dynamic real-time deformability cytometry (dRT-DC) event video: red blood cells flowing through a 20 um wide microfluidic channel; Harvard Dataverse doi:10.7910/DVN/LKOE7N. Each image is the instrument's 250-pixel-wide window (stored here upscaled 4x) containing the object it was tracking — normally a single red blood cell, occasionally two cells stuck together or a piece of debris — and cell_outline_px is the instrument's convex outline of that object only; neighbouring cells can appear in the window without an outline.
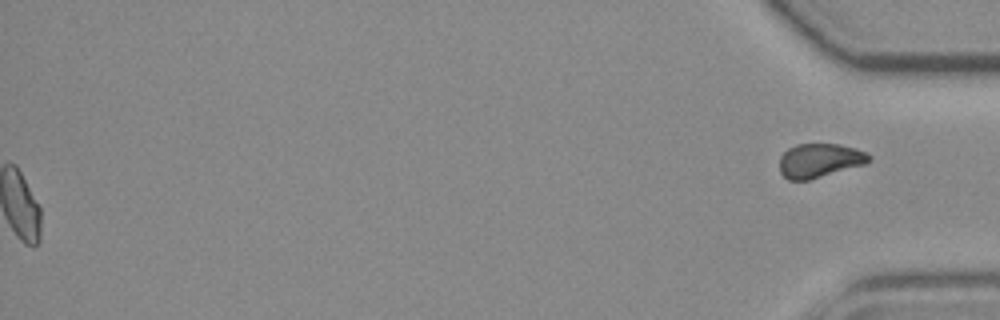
{"species": "common noctule bat (a hibernating species)", "species_latin": "Nyctalus noctula", "temperature_condition": "room temperature", "stored_images_in_passage": 52, "segment_of_instrument_passage": [2, 2], "camera_frame_rate_fps": 3000, "um_per_image_px": 0.085, "animal": {"sex": "female", "body_mass_g": 19.3, "forearm_length_mm": 54.1}, "frame": {"image": 1, "passage_image": 52, "time_ms": 17.0, "image_size_px": [1000, 320], "cell_outline_px": [[872, 160], [864, 164], [808, 180], [788, 180], [780, 172], [780, 156], [788, 148], [796, 144], [840, 144], [856, 148], [868, 152], [872, 156]], "centroid_in_image_um": [69.68, 13.63], "position_along_channel_um": 365.5, "area_um2": 17.8}}